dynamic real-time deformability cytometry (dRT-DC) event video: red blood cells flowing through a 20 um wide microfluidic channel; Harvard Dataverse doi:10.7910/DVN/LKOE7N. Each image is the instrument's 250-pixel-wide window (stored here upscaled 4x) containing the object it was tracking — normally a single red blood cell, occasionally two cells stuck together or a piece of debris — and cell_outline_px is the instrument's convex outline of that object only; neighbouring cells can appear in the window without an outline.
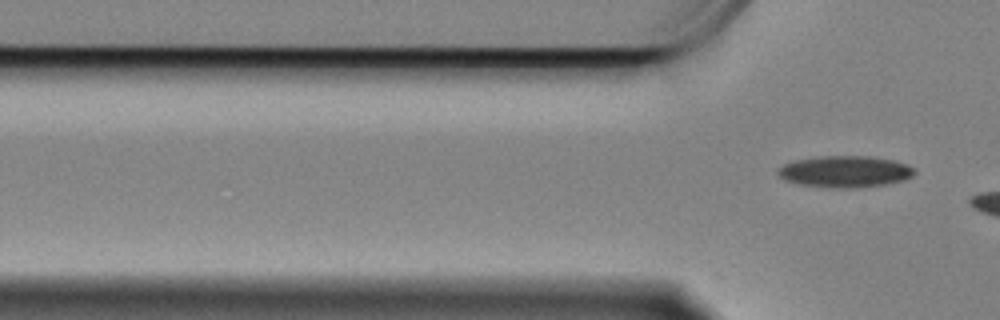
{"species": "Egyptian fruit bat (a non-hibernating species)", "species_latin": "Rousettus aegyptiacus", "temperature_condition": "cold", "stored_images_in_passage": 7, "camera_frame_rate_fps": 3000, "um_per_image_px": 0.085, "animal": {"sex": "female"}, "frame": {"image": 1, "passage_image": 7, "time_ms": 2.0, "image_size_px": [1000, 320], "cell_outline_px": [[916, 172], [912, 176], [904, 180], [884, 184], [852, 188], [832, 188], [800, 184], [784, 180], [776, 172], [776, 168], [784, 164], [796, 160], [820, 156], [868, 156], [892, 160], [908, 164], [916, 168]], "centroid_in_image_um": [71.82, 14.58], "position_along_channel_um": 54.0, "area_um2": 25.14}}